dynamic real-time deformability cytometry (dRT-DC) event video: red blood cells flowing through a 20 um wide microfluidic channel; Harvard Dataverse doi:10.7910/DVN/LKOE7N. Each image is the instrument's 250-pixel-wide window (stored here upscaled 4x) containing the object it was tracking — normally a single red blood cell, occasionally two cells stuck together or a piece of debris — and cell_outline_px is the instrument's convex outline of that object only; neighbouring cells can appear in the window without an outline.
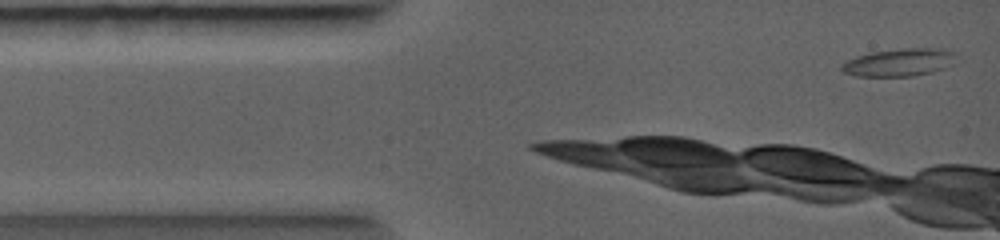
{"species": "common noctule bat (a hibernating species)", "species_latin": "Nyctalus noctula", "temperature_condition": "warm", "stored_images_in_passage": 5, "camera_frame_rate_fps": 5000, "um_per_image_px": 0.085, "animal": {"sex": "female", "body_mass_g": 19.0, "forearm_length_mm": 56.7}, "frame": {"image": 1, "passage_image": 1, "time_ms": 0.0, "image_size_px": [1000, 240], "cell_outline_px": [[964, 60], [956, 64], [932, 72], [912, 76], [856, 76], [844, 72], [840, 68], [840, 64], [856, 56], [872, 52], [900, 48], [944, 48], [952, 52]], "centroid_in_image_um": [76.54, 5.29], "position_along_channel_um": 8.5, "area_um2": 18.96}}